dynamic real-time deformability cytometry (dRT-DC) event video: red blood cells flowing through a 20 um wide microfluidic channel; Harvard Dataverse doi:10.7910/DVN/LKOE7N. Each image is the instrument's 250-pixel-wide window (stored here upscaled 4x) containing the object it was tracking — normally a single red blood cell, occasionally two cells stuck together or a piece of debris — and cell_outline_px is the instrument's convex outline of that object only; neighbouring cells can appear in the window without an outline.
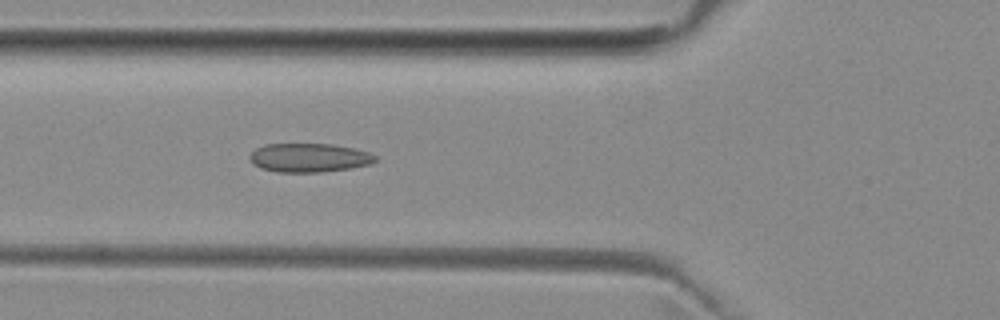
{"species": "common noctule bat (a hibernating species)", "species_latin": "Nyctalus noctula", "temperature_condition": "room temperature", "stored_images_in_passage": 5, "camera_frame_rate_fps": 3000, "um_per_image_px": 0.085, "animal": {"sex": "female", "body_mass_g": 29.2, "forearm_length_mm": 56.3}, "frame": {"image": 1, "passage_image": 5, "time_ms": 4.667, "image_size_px": [1000, 320], "cell_outline_px": [[376, 160], [368, 164], [348, 168], [320, 172], [276, 172], [260, 168], [252, 164], [248, 156], [256, 148], [264, 144], [332, 144], [356, 148], [368, 152], [376, 156]], "centroid_in_image_um": [26.22, 13.4], "position_along_channel_um": 99.6, "area_um2": 21.1}}